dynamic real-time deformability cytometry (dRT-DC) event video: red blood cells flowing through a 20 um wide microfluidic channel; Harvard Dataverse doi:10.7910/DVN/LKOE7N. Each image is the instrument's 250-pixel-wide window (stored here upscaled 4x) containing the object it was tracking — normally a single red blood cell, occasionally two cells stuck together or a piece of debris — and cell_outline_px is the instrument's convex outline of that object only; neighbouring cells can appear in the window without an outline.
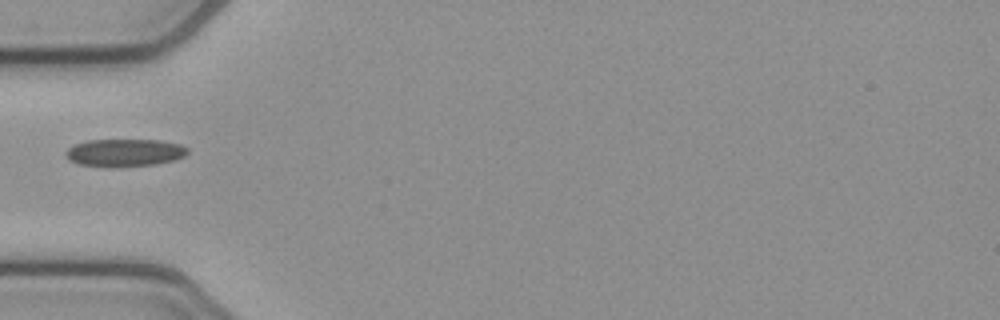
{"species": "common noctule bat (a hibernating species)", "species_latin": "Nyctalus noctula", "temperature_condition": "cold", "stored_images_in_passage": 34, "camera_frame_rate_fps": 3000, "um_per_image_px": 0.085, "animal": {"sex": "female", "body_mass_g": 21.9}, "frame": {"image": 1, "passage_image": 1, "time_ms": 0.0, "image_size_px": [1000, 320], "cell_outline_px": [[188, 152], [184, 156], [172, 160], [156, 164], [112, 168], [108, 168], [80, 164], [68, 160], [64, 156], [64, 152], [68, 148], [76, 144], [88, 140], [160, 140], [180, 144], [188, 148]], "centroid_in_image_um": [10.55, 12.99], "position_along_channel_um": 74.4, "area_um2": 19.83}}
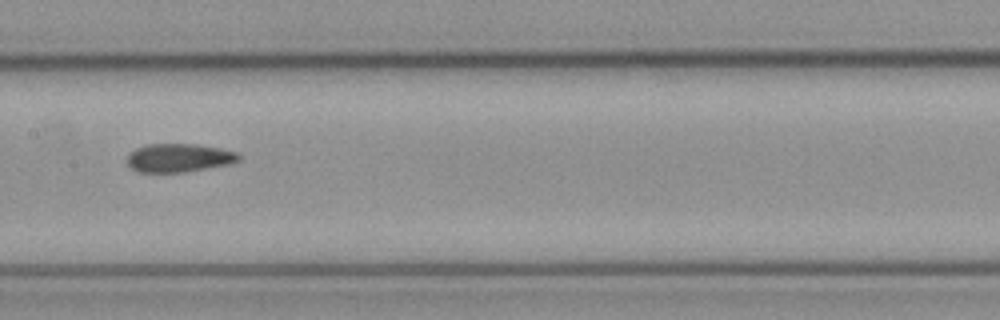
{"frame": {"image": 2, "passage_image": 10, "time_ms": 3.0, "image_size_px": [1000, 320], "cell_outline_px": [[240, 160], [228, 164], [184, 172], [140, 172], [132, 168], [128, 164], [128, 152], [136, 148], [148, 144], [196, 144], [220, 148], [240, 152]], "centroid_in_image_um": [15.22, 13.4], "position_along_channel_um": 192.2, "area_um2": 18.5}}
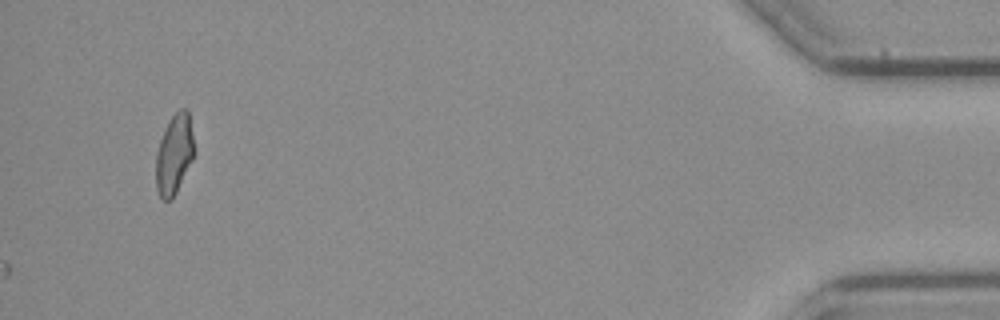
{"frame": {"image": 3, "passage_image": 34, "time_ms": 11.0, "image_size_px": [1000, 320], "cell_outline_px": [[192, 160], [172, 200], [164, 200], [160, 196], [156, 188], [156, 152], [164, 128], [168, 120], [180, 108], [188, 108], [192, 136]], "centroid_in_image_um": [14.77, 13.1], "position_along_channel_um": 420.4, "area_um2": 17.51}}